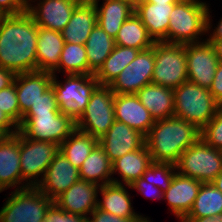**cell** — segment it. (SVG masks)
Returning <instances> with one entry per match:
<instances>
[{"label": "cell", "instance_id": "6da1fadb", "mask_svg": "<svg viewBox=\"0 0 222 222\" xmlns=\"http://www.w3.org/2000/svg\"><path fill=\"white\" fill-rule=\"evenodd\" d=\"M38 26L26 11L0 16V67L15 75L37 71Z\"/></svg>", "mask_w": 222, "mask_h": 222}, {"label": "cell", "instance_id": "7a4b0ae2", "mask_svg": "<svg viewBox=\"0 0 222 222\" xmlns=\"http://www.w3.org/2000/svg\"><path fill=\"white\" fill-rule=\"evenodd\" d=\"M201 130L178 117L156 120L145 137L153 162L175 164L181 154L200 139Z\"/></svg>", "mask_w": 222, "mask_h": 222}, {"label": "cell", "instance_id": "3957f363", "mask_svg": "<svg viewBox=\"0 0 222 222\" xmlns=\"http://www.w3.org/2000/svg\"><path fill=\"white\" fill-rule=\"evenodd\" d=\"M209 6L200 0H181L174 4L169 16L168 43L190 44L211 30ZM200 39V40H199Z\"/></svg>", "mask_w": 222, "mask_h": 222}, {"label": "cell", "instance_id": "277c9868", "mask_svg": "<svg viewBox=\"0 0 222 222\" xmlns=\"http://www.w3.org/2000/svg\"><path fill=\"white\" fill-rule=\"evenodd\" d=\"M173 94L174 116L194 124L200 130L221 107L209 89L190 81L173 89Z\"/></svg>", "mask_w": 222, "mask_h": 222}, {"label": "cell", "instance_id": "5b68a950", "mask_svg": "<svg viewBox=\"0 0 222 222\" xmlns=\"http://www.w3.org/2000/svg\"><path fill=\"white\" fill-rule=\"evenodd\" d=\"M56 77L53 75L51 86L59 111L76 122L85 111L92 93L100 84L94 74L66 75L64 83L59 82Z\"/></svg>", "mask_w": 222, "mask_h": 222}, {"label": "cell", "instance_id": "8992f818", "mask_svg": "<svg viewBox=\"0 0 222 222\" xmlns=\"http://www.w3.org/2000/svg\"><path fill=\"white\" fill-rule=\"evenodd\" d=\"M175 167L180 175L210 183L222 169V150L211 147L200 138L181 154Z\"/></svg>", "mask_w": 222, "mask_h": 222}, {"label": "cell", "instance_id": "52a82bcc", "mask_svg": "<svg viewBox=\"0 0 222 222\" xmlns=\"http://www.w3.org/2000/svg\"><path fill=\"white\" fill-rule=\"evenodd\" d=\"M53 202L37 187L15 190L0 210V222H41Z\"/></svg>", "mask_w": 222, "mask_h": 222}, {"label": "cell", "instance_id": "ba28073f", "mask_svg": "<svg viewBox=\"0 0 222 222\" xmlns=\"http://www.w3.org/2000/svg\"><path fill=\"white\" fill-rule=\"evenodd\" d=\"M153 48L155 57L153 84L175 89L188 81L186 44L155 42Z\"/></svg>", "mask_w": 222, "mask_h": 222}, {"label": "cell", "instance_id": "9c48e42d", "mask_svg": "<svg viewBox=\"0 0 222 222\" xmlns=\"http://www.w3.org/2000/svg\"><path fill=\"white\" fill-rule=\"evenodd\" d=\"M114 95L109 86L99 85L91 95L76 128L99 140L115 121Z\"/></svg>", "mask_w": 222, "mask_h": 222}, {"label": "cell", "instance_id": "30bf717a", "mask_svg": "<svg viewBox=\"0 0 222 222\" xmlns=\"http://www.w3.org/2000/svg\"><path fill=\"white\" fill-rule=\"evenodd\" d=\"M59 152V144L32 140L20 131V166L23 188L36 187L40 182V176L43 178L48 166Z\"/></svg>", "mask_w": 222, "mask_h": 222}, {"label": "cell", "instance_id": "8fae6325", "mask_svg": "<svg viewBox=\"0 0 222 222\" xmlns=\"http://www.w3.org/2000/svg\"><path fill=\"white\" fill-rule=\"evenodd\" d=\"M76 122L69 116L58 114H25L19 130L37 141L61 144L74 130Z\"/></svg>", "mask_w": 222, "mask_h": 222}, {"label": "cell", "instance_id": "7c38bea8", "mask_svg": "<svg viewBox=\"0 0 222 222\" xmlns=\"http://www.w3.org/2000/svg\"><path fill=\"white\" fill-rule=\"evenodd\" d=\"M155 66L154 48L142 50L109 85L115 94H136L152 83Z\"/></svg>", "mask_w": 222, "mask_h": 222}, {"label": "cell", "instance_id": "4fadbf2b", "mask_svg": "<svg viewBox=\"0 0 222 222\" xmlns=\"http://www.w3.org/2000/svg\"><path fill=\"white\" fill-rule=\"evenodd\" d=\"M219 63L215 50L207 40L186 44L188 81L209 89Z\"/></svg>", "mask_w": 222, "mask_h": 222}, {"label": "cell", "instance_id": "5bb4252c", "mask_svg": "<svg viewBox=\"0 0 222 222\" xmlns=\"http://www.w3.org/2000/svg\"><path fill=\"white\" fill-rule=\"evenodd\" d=\"M79 180V170L59 152L48 166L43 178H40V182L36 187L45 196L54 201Z\"/></svg>", "mask_w": 222, "mask_h": 222}, {"label": "cell", "instance_id": "9a60e30c", "mask_svg": "<svg viewBox=\"0 0 222 222\" xmlns=\"http://www.w3.org/2000/svg\"><path fill=\"white\" fill-rule=\"evenodd\" d=\"M81 1L82 0H41L37 3V6L31 3L28 4L27 12L34 18L35 24L38 27L62 32L67 26L75 7Z\"/></svg>", "mask_w": 222, "mask_h": 222}, {"label": "cell", "instance_id": "2e32d148", "mask_svg": "<svg viewBox=\"0 0 222 222\" xmlns=\"http://www.w3.org/2000/svg\"><path fill=\"white\" fill-rule=\"evenodd\" d=\"M112 163L127 153L145 145V136L125 123L114 121L106 134L98 140Z\"/></svg>", "mask_w": 222, "mask_h": 222}, {"label": "cell", "instance_id": "e0dca14e", "mask_svg": "<svg viewBox=\"0 0 222 222\" xmlns=\"http://www.w3.org/2000/svg\"><path fill=\"white\" fill-rule=\"evenodd\" d=\"M114 115L116 121L125 123L145 137L155 124L151 113L139 101L136 94H115Z\"/></svg>", "mask_w": 222, "mask_h": 222}, {"label": "cell", "instance_id": "ac0fdd59", "mask_svg": "<svg viewBox=\"0 0 222 222\" xmlns=\"http://www.w3.org/2000/svg\"><path fill=\"white\" fill-rule=\"evenodd\" d=\"M100 185L79 180L57 197L54 202L65 212L88 218L97 207Z\"/></svg>", "mask_w": 222, "mask_h": 222}, {"label": "cell", "instance_id": "d6986e66", "mask_svg": "<svg viewBox=\"0 0 222 222\" xmlns=\"http://www.w3.org/2000/svg\"><path fill=\"white\" fill-rule=\"evenodd\" d=\"M202 182L191 177L175 173L170 187L163 193L164 199L168 201L171 212L180 219V222L191 211L195 198L201 188Z\"/></svg>", "mask_w": 222, "mask_h": 222}, {"label": "cell", "instance_id": "ffe728a7", "mask_svg": "<svg viewBox=\"0 0 222 222\" xmlns=\"http://www.w3.org/2000/svg\"><path fill=\"white\" fill-rule=\"evenodd\" d=\"M0 187L3 190L10 187H17L16 190L23 189L20 166V130L0 141Z\"/></svg>", "mask_w": 222, "mask_h": 222}, {"label": "cell", "instance_id": "44dd1931", "mask_svg": "<svg viewBox=\"0 0 222 222\" xmlns=\"http://www.w3.org/2000/svg\"><path fill=\"white\" fill-rule=\"evenodd\" d=\"M52 78V73L44 71H33L15 75L14 83L17 90L21 120L31 106L51 87Z\"/></svg>", "mask_w": 222, "mask_h": 222}, {"label": "cell", "instance_id": "7402d4cb", "mask_svg": "<svg viewBox=\"0 0 222 222\" xmlns=\"http://www.w3.org/2000/svg\"><path fill=\"white\" fill-rule=\"evenodd\" d=\"M97 24V12L92 0H82L74 9L67 26L62 30L65 43L85 45Z\"/></svg>", "mask_w": 222, "mask_h": 222}, {"label": "cell", "instance_id": "603a6c76", "mask_svg": "<svg viewBox=\"0 0 222 222\" xmlns=\"http://www.w3.org/2000/svg\"><path fill=\"white\" fill-rule=\"evenodd\" d=\"M173 8L174 4L143 2L135 7V14L155 42L168 43L169 16Z\"/></svg>", "mask_w": 222, "mask_h": 222}, {"label": "cell", "instance_id": "cb8c5ba5", "mask_svg": "<svg viewBox=\"0 0 222 222\" xmlns=\"http://www.w3.org/2000/svg\"><path fill=\"white\" fill-rule=\"evenodd\" d=\"M64 43L61 32L38 27L37 71L53 73L58 68Z\"/></svg>", "mask_w": 222, "mask_h": 222}, {"label": "cell", "instance_id": "d4e9b609", "mask_svg": "<svg viewBox=\"0 0 222 222\" xmlns=\"http://www.w3.org/2000/svg\"><path fill=\"white\" fill-rule=\"evenodd\" d=\"M152 163L151 155L145 144L143 147L125 154L112 163V175L118 172L124 182L114 178L112 183L130 185L141 178Z\"/></svg>", "mask_w": 222, "mask_h": 222}, {"label": "cell", "instance_id": "484cf974", "mask_svg": "<svg viewBox=\"0 0 222 222\" xmlns=\"http://www.w3.org/2000/svg\"><path fill=\"white\" fill-rule=\"evenodd\" d=\"M136 95L155 121L174 116L173 89L150 83Z\"/></svg>", "mask_w": 222, "mask_h": 222}, {"label": "cell", "instance_id": "4316f807", "mask_svg": "<svg viewBox=\"0 0 222 222\" xmlns=\"http://www.w3.org/2000/svg\"><path fill=\"white\" fill-rule=\"evenodd\" d=\"M126 186L129 185L109 183L100 186L102 200H98L97 207L120 218H140L142 215L133 210Z\"/></svg>", "mask_w": 222, "mask_h": 222}, {"label": "cell", "instance_id": "83f0119b", "mask_svg": "<svg viewBox=\"0 0 222 222\" xmlns=\"http://www.w3.org/2000/svg\"><path fill=\"white\" fill-rule=\"evenodd\" d=\"M97 12V24L109 36L115 39L122 24L135 12V8L125 0H104L101 7L99 0H92Z\"/></svg>", "mask_w": 222, "mask_h": 222}, {"label": "cell", "instance_id": "f1b7e54d", "mask_svg": "<svg viewBox=\"0 0 222 222\" xmlns=\"http://www.w3.org/2000/svg\"><path fill=\"white\" fill-rule=\"evenodd\" d=\"M80 179L103 186L112 183V161L97 144L79 169ZM101 182V183H100ZM100 183V184H99Z\"/></svg>", "mask_w": 222, "mask_h": 222}, {"label": "cell", "instance_id": "f546056e", "mask_svg": "<svg viewBox=\"0 0 222 222\" xmlns=\"http://www.w3.org/2000/svg\"><path fill=\"white\" fill-rule=\"evenodd\" d=\"M115 40L102 28L96 25L85 43L88 59V75L95 74L102 66L105 59L112 53Z\"/></svg>", "mask_w": 222, "mask_h": 222}, {"label": "cell", "instance_id": "4dcf8cb0", "mask_svg": "<svg viewBox=\"0 0 222 222\" xmlns=\"http://www.w3.org/2000/svg\"><path fill=\"white\" fill-rule=\"evenodd\" d=\"M114 40L115 45L141 51L149 49L155 44V41L148 34V30L135 12L122 24Z\"/></svg>", "mask_w": 222, "mask_h": 222}, {"label": "cell", "instance_id": "1f68e13d", "mask_svg": "<svg viewBox=\"0 0 222 222\" xmlns=\"http://www.w3.org/2000/svg\"><path fill=\"white\" fill-rule=\"evenodd\" d=\"M141 50L115 45L112 53L105 59L94 74L100 85L109 86L123 69L133 61Z\"/></svg>", "mask_w": 222, "mask_h": 222}, {"label": "cell", "instance_id": "d6a6232c", "mask_svg": "<svg viewBox=\"0 0 222 222\" xmlns=\"http://www.w3.org/2000/svg\"><path fill=\"white\" fill-rule=\"evenodd\" d=\"M98 144V140L88 133L75 129L61 144L60 153L76 168L80 169L82 163Z\"/></svg>", "mask_w": 222, "mask_h": 222}, {"label": "cell", "instance_id": "836d02e7", "mask_svg": "<svg viewBox=\"0 0 222 222\" xmlns=\"http://www.w3.org/2000/svg\"><path fill=\"white\" fill-rule=\"evenodd\" d=\"M222 214V192L213 183H202L193 207L185 218H201Z\"/></svg>", "mask_w": 222, "mask_h": 222}, {"label": "cell", "instance_id": "e575fe53", "mask_svg": "<svg viewBox=\"0 0 222 222\" xmlns=\"http://www.w3.org/2000/svg\"><path fill=\"white\" fill-rule=\"evenodd\" d=\"M65 72L70 74H88V59L83 44L64 43L58 68L52 73Z\"/></svg>", "mask_w": 222, "mask_h": 222}, {"label": "cell", "instance_id": "d590c367", "mask_svg": "<svg viewBox=\"0 0 222 222\" xmlns=\"http://www.w3.org/2000/svg\"><path fill=\"white\" fill-rule=\"evenodd\" d=\"M176 173V167L173 163H162V162H153L146 169L142 178L148 183L160 188L165 192L173 180V177Z\"/></svg>", "mask_w": 222, "mask_h": 222}, {"label": "cell", "instance_id": "8d00e7d4", "mask_svg": "<svg viewBox=\"0 0 222 222\" xmlns=\"http://www.w3.org/2000/svg\"><path fill=\"white\" fill-rule=\"evenodd\" d=\"M200 138L211 147L222 150V106L201 129Z\"/></svg>", "mask_w": 222, "mask_h": 222}, {"label": "cell", "instance_id": "74e56055", "mask_svg": "<svg viewBox=\"0 0 222 222\" xmlns=\"http://www.w3.org/2000/svg\"><path fill=\"white\" fill-rule=\"evenodd\" d=\"M0 109L4 111L18 125V127L20 126L21 112L14 82L7 88L0 90Z\"/></svg>", "mask_w": 222, "mask_h": 222}, {"label": "cell", "instance_id": "f35d334b", "mask_svg": "<svg viewBox=\"0 0 222 222\" xmlns=\"http://www.w3.org/2000/svg\"><path fill=\"white\" fill-rule=\"evenodd\" d=\"M59 112L53 87L51 86L41 95V98L31 106L26 114H58Z\"/></svg>", "mask_w": 222, "mask_h": 222}, {"label": "cell", "instance_id": "ab89813d", "mask_svg": "<svg viewBox=\"0 0 222 222\" xmlns=\"http://www.w3.org/2000/svg\"><path fill=\"white\" fill-rule=\"evenodd\" d=\"M45 222H88L86 217L65 212L53 202L46 212Z\"/></svg>", "mask_w": 222, "mask_h": 222}, {"label": "cell", "instance_id": "60d3db41", "mask_svg": "<svg viewBox=\"0 0 222 222\" xmlns=\"http://www.w3.org/2000/svg\"><path fill=\"white\" fill-rule=\"evenodd\" d=\"M128 188L136 189L140 194L145 197H152V199H162L163 200V191L152 183H148L142 177L135 180Z\"/></svg>", "mask_w": 222, "mask_h": 222}, {"label": "cell", "instance_id": "b9f144b4", "mask_svg": "<svg viewBox=\"0 0 222 222\" xmlns=\"http://www.w3.org/2000/svg\"><path fill=\"white\" fill-rule=\"evenodd\" d=\"M25 0H0V12L3 15H19L27 11Z\"/></svg>", "mask_w": 222, "mask_h": 222}, {"label": "cell", "instance_id": "7bdbcfd3", "mask_svg": "<svg viewBox=\"0 0 222 222\" xmlns=\"http://www.w3.org/2000/svg\"><path fill=\"white\" fill-rule=\"evenodd\" d=\"M92 215V217H91ZM91 217V218H90ZM88 217V222H134L138 218H120L96 207Z\"/></svg>", "mask_w": 222, "mask_h": 222}, {"label": "cell", "instance_id": "ee69618b", "mask_svg": "<svg viewBox=\"0 0 222 222\" xmlns=\"http://www.w3.org/2000/svg\"><path fill=\"white\" fill-rule=\"evenodd\" d=\"M209 91L215 100L222 106V61H219L214 79Z\"/></svg>", "mask_w": 222, "mask_h": 222}, {"label": "cell", "instance_id": "f6af8a7d", "mask_svg": "<svg viewBox=\"0 0 222 222\" xmlns=\"http://www.w3.org/2000/svg\"><path fill=\"white\" fill-rule=\"evenodd\" d=\"M0 129L7 135L16 134L19 131L18 125L0 109Z\"/></svg>", "mask_w": 222, "mask_h": 222}, {"label": "cell", "instance_id": "bcb514c9", "mask_svg": "<svg viewBox=\"0 0 222 222\" xmlns=\"http://www.w3.org/2000/svg\"><path fill=\"white\" fill-rule=\"evenodd\" d=\"M15 74L5 68L0 67V90L7 88L14 82Z\"/></svg>", "mask_w": 222, "mask_h": 222}, {"label": "cell", "instance_id": "7dc6e473", "mask_svg": "<svg viewBox=\"0 0 222 222\" xmlns=\"http://www.w3.org/2000/svg\"><path fill=\"white\" fill-rule=\"evenodd\" d=\"M181 222H222V214L201 218H184Z\"/></svg>", "mask_w": 222, "mask_h": 222}, {"label": "cell", "instance_id": "c3c4849f", "mask_svg": "<svg viewBox=\"0 0 222 222\" xmlns=\"http://www.w3.org/2000/svg\"><path fill=\"white\" fill-rule=\"evenodd\" d=\"M206 40L211 43L219 61H222V39H206Z\"/></svg>", "mask_w": 222, "mask_h": 222}, {"label": "cell", "instance_id": "681fc988", "mask_svg": "<svg viewBox=\"0 0 222 222\" xmlns=\"http://www.w3.org/2000/svg\"><path fill=\"white\" fill-rule=\"evenodd\" d=\"M215 29H212L213 32L209 35L207 39H222V18L219 20L218 25Z\"/></svg>", "mask_w": 222, "mask_h": 222}, {"label": "cell", "instance_id": "f907efd6", "mask_svg": "<svg viewBox=\"0 0 222 222\" xmlns=\"http://www.w3.org/2000/svg\"><path fill=\"white\" fill-rule=\"evenodd\" d=\"M211 183L222 192V169Z\"/></svg>", "mask_w": 222, "mask_h": 222}, {"label": "cell", "instance_id": "816d5d0a", "mask_svg": "<svg viewBox=\"0 0 222 222\" xmlns=\"http://www.w3.org/2000/svg\"><path fill=\"white\" fill-rule=\"evenodd\" d=\"M181 0H144V2H150L154 4H176Z\"/></svg>", "mask_w": 222, "mask_h": 222}, {"label": "cell", "instance_id": "f5cc1de1", "mask_svg": "<svg viewBox=\"0 0 222 222\" xmlns=\"http://www.w3.org/2000/svg\"><path fill=\"white\" fill-rule=\"evenodd\" d=\"M125 1L131 4L134 8L140 3L144 2V0H125Z\"/></svg>", "mask_w": 222, "mask_h": 222}, {"label": "cell", "instance_id": "db71d44e", "mask_svg": "<svg viewBox=\"0 0 222 222\" xmlns=\"http://www.w3.org/2000/svg\"><path fill=\"white\" fill-rule=\"evenodd\" d=\"M134 222H151V221L149 220V218L141 216L140 218L136 219Z\"/></svg>", "mask_w": 222, "mask_h": 222}, {"label": "cell", "instance_id": "11a10c76", "mask_svg": "<svg viewBox=\"0 0 222 222\" xmlns=\"http://www.w3.org/2000/svg\"><path fill=\"white\" fill-rule=\"evenodd\" d=\"M7 135L0 129V141L3 140Z\"/></svg>", "mask_w": 222, "mask_h": 222}, {"label": "cell", "instance_id": "9f6ffc18", "mask_svg": "<svg viewBox=\"0 0 222 222\" xmlns=\"http://www.w3.org/2000/svg\"><path fill=\"white\" fill-rule=\"evenodd\" d=\"M30 1L32 2V0H25V2L27 3V5L31 3Z\"/></svg>", "mask_w": 222, "mask_h": 222}]
</instances>
